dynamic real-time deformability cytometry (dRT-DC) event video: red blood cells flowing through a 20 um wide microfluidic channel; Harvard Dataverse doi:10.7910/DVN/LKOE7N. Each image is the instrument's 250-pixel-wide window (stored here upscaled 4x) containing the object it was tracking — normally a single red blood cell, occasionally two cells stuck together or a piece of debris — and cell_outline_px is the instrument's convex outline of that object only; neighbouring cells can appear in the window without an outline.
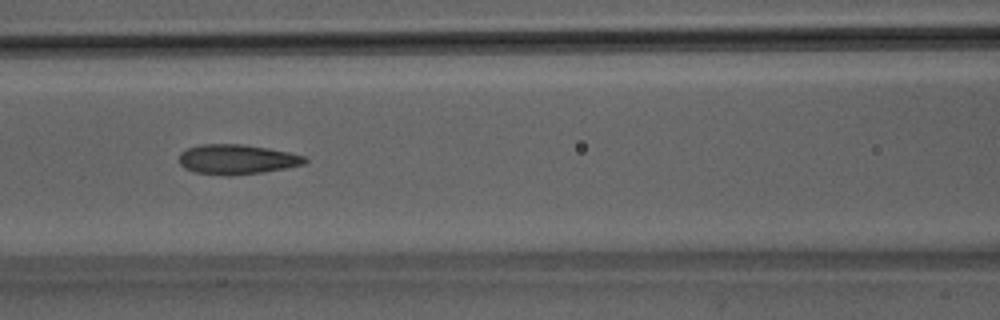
{"species": "Egyptian fruit bat (a non-hibernating species)", "species_latin": "Rousettus aegyptiacus", "temperature_condition": "room temperature", "stored_images_in_passage": 51, "segment_of_instrument_passage": [1, 2], "camera_frame_rate_fps": 3000, "um_per_image_px": 0.085, "animal": {"sex": "male"}, "frame": {"image": 1, "passage_image": 22, "time_ms": 7.0, "image_size_px": [1000, 320], "cell_outline_px": [[308, 160], [304, 164], [264, 172], [228, 176], [196, 172], [184, 168], [180, 164], [180, 152], [188, 148], [200, 144], [240, 144], [268, 148], [288, 152], [304, 156]], "centroid_in_image_um": [20.12, 13.54], "position_along_channel_um": 146.5, "area_um2": 21.73}}
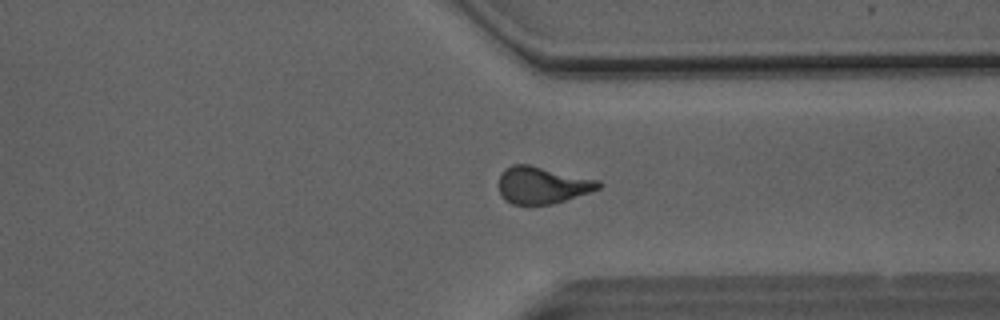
{"frame": {"image": 2, "passage_image": 38, "time_ms": 12.333, "image_size_px": [1000, 320], "cell_outline_px": [[604, 184], [600, 188], [552, 204], [512, 204], [504, 200], [500, 192], [500, 176], [504, 168], [512, 164], [528, 164], [600, 180]], "centroid_in_image_um": [46.1, 15.72], "position_along_channel_um": 365.3, "area_um2": 21.39}}
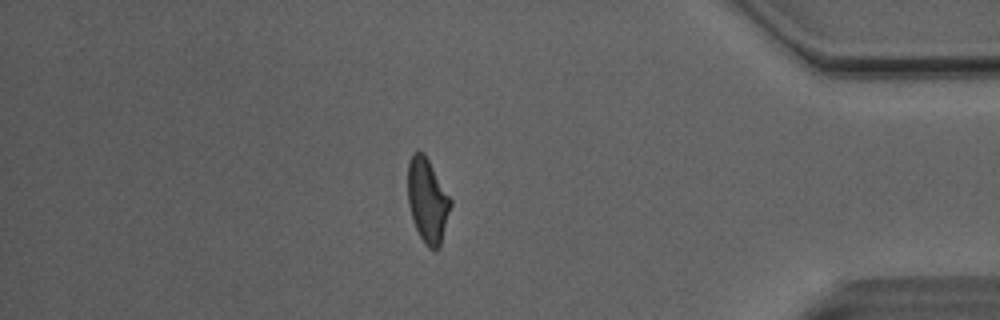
{"frame": {"image": 3, "passage_image": 43, "time_ms": 14.0, "image_size_px": [1000, 320], "cell_outline_px": [[452, 204], [440, 248], [428, 248], [424, 244], [416, 228], [408, 204], [408, 164], [412, 152], [424, 152], [452, 200]], "centroid_in_image_um": [36.35, 17.04], "position_along_channel_um": 398.9, "area_um2": 20.98}}